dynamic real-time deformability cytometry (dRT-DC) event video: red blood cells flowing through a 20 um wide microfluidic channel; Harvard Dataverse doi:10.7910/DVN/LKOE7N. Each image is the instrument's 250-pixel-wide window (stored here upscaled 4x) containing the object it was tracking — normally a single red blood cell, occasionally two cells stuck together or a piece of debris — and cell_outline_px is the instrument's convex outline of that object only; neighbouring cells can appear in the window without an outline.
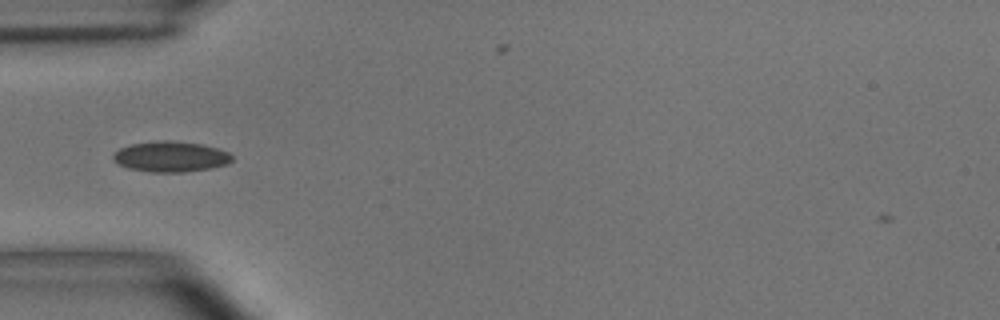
{"species": "common noctule bat (a hibernating species)", "species_latin": "Nyctalus noctula", "temperature_condition": "room temperature", "stored_images_in_passage": 39, "camera_frame_rate_fps": 3000, "um_per_image_px": 0.085, "animal": {"sex": "male", "body_mass_g": 15.6}, "frame": {"image": 1, "passage_image": 1, "time_ms": 0.0, "image_size_px": [1000, 320], "cell_outline_px": [[232, 160], [228, 164], [212, 168], [184, 172], [152, 172], [128, 168], [112, 160], [112, 156], [120, 148], [132, 144], [160, 140], [172, 140], [204, 144], [220, 148], [228, 152], [232, 156]], "centroid_in_image_um": [14.55, 13.3], "position_along_channel_um": 70.4, "area_um2": 21.33}}
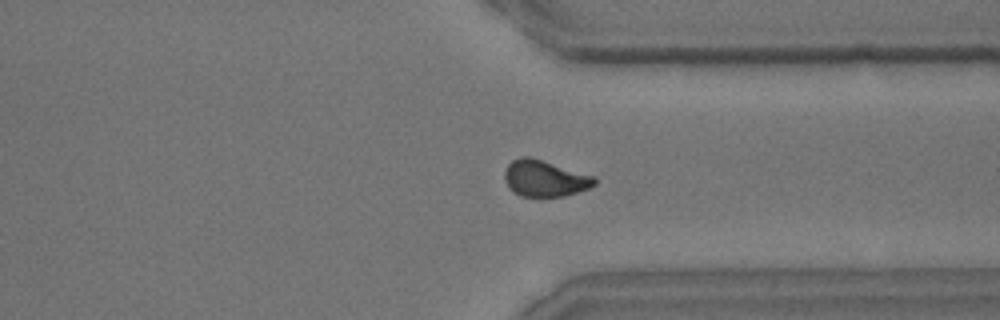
{"frame": {"image": 2, "passage_image": 25, "time_ms": 8.0, "image_size_px": [1000, 320], "cell_outline_px": [[596, 184], [588, 188], [564, 196], [520, 196], [512, 192], [508, 188], [504, 180], [504, 172], [508, 164], [512, 160], [520, 156], [528, 156], [596, 176]], "centroid_in_image_um": [46.27, 15.16], "position_along_channel_um": 365.1, "area_um2": 19.13}}
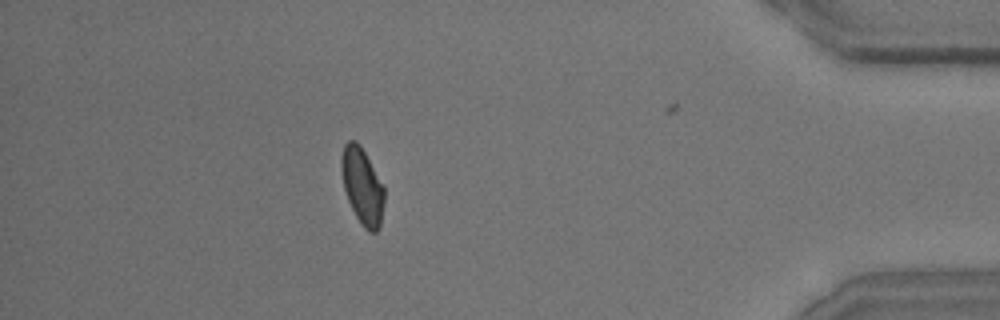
{"frame": {"image": 3, "passage_image": 32, "time_ms": 10.333, "image_size_px": [1000, 320], "cell_outline_px": [[384, 200], [380, 224], [376, 232], [368, 232], [364, 228], [356, 216], [348, 200], [344, 188], [340, 168], [340, 160], [344, 144], [348, 140], [356, 140], [360, 144], [384, 188]], "centroid_in_image_um": [30.77, 15.8], "position_along_channel_um": 404.4, "area_um2": 18.9}, "authors_computed_cell_mechanics": {"area_um2": 19.3052, "velocity_mm_per_s": 3.6753, "shape_relaxation_time_tau1_ms": 3.6129, "shape_relaxation_time_tau2_ms": 2.3903, "deformation_change_tau1": 0.1055, "deformation_change_tau2": 0.0528}}